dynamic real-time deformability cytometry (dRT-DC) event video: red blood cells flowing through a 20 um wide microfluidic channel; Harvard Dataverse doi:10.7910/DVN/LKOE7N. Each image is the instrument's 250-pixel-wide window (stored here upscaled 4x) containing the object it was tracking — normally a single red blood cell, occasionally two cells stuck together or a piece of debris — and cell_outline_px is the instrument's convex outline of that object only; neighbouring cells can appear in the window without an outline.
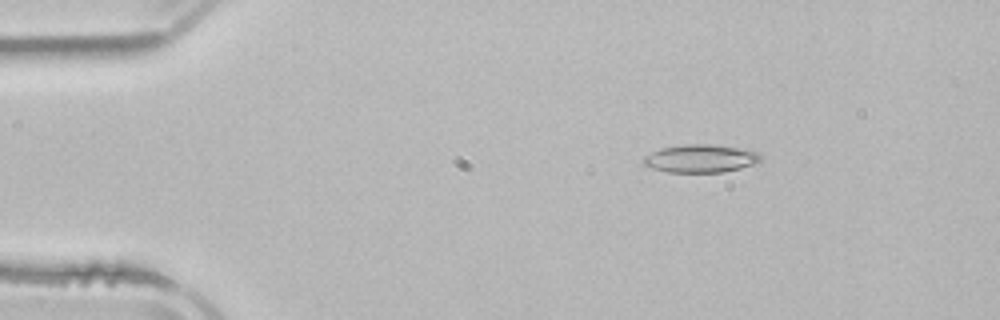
{"species": "common noctule bat (a hibernating species)", "species_latin": "Nyctalus noctula", "temperature_condition": "room temperature", "stored_images_in_passage": 3, "camera_frame_rate_fps": 3000, "um_per_image_px": 0.085, "animal": {"sex": "male", "body_mass_g": 21.5, "forearm_length_mm": 52.0}, "frame": {"image": 1, "passage_image": 2, "time_ms": 1.333, "image_size_px": [1000, 320], "cell_outline_px": [[760, 160], [756, 164], [740, 168], [720, 172], [668, 172], [652, 168], [644, 164], [640, 160], [644, 156], [660, 148], [684, 144], [712, 144], [736, 148], [756, 152], [760, 156]], "centroid_in_image_um": [59.49, 13.47], "position_along_channel_um": 25.5, "area_um2": 18.96}}
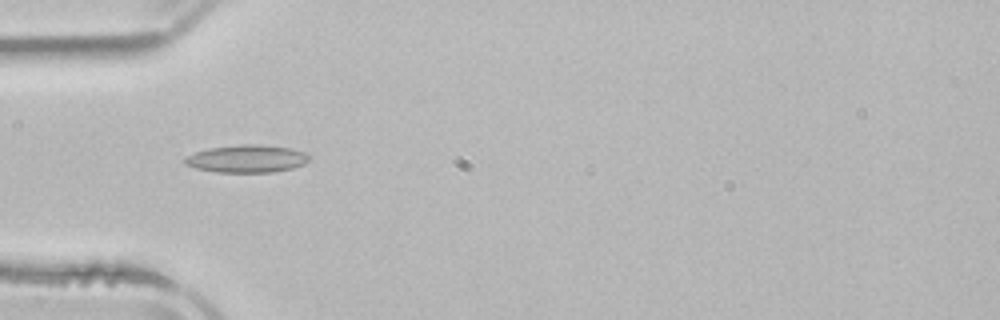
{"frame": {"image": 2, "passage_image": 3, "time_ms": 4.0, "image_size_px": [1000, 320], "cell_outline_px": [[308, 160], [304, 164], [292, 168], [272, 172], [216, 172], [196, 168], [184, 164], [184, 156], [208, 148], [240, 144], [260, 144], [288, 148], [304, 152], [308, 156]], "centroid_in_image_um": [20.93, 13.49], "position_along_channel_um": 64.1, "area_um2": 19.94}}